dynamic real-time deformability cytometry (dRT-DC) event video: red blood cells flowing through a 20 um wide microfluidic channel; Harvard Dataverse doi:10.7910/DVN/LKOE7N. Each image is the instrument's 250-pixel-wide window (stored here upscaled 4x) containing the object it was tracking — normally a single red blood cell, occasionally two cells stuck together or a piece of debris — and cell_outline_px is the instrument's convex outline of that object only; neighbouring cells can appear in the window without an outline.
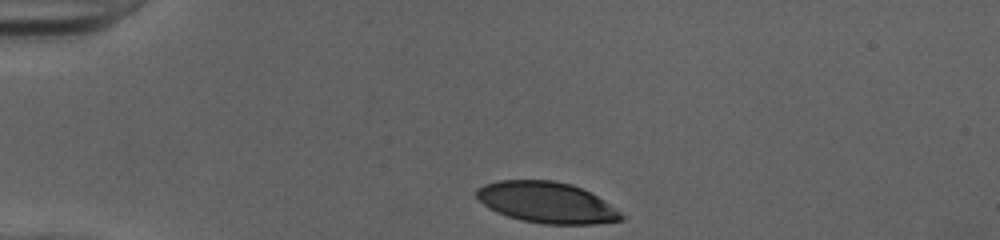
{"species": "human", "species_latin": "Homo sapiens", "temperature_condition": "cold", "stored_images_in_passage": 32, "camera_frame_rate_fps": 3000, "um_per_image_px": 0.085, "donor": {"sex": "female"}, "frame": {"image": 1, "passage_image": 1, "time_ms": 0.0, "image_size_px": [1000, 240], "cell_outline_px": [[628, 216], [624, 220], [592, 224], [544, 224], [520, 220], [496, 212], [488, 208], [476, 196], [476, 188], [484, 184], [500, 180], [552, 180], [572, 184], [604, 200]], "centroid_in_image_um": [46.49, 17.22], "position_along_channel_um": 38.5, "area_um2": 34.74}}
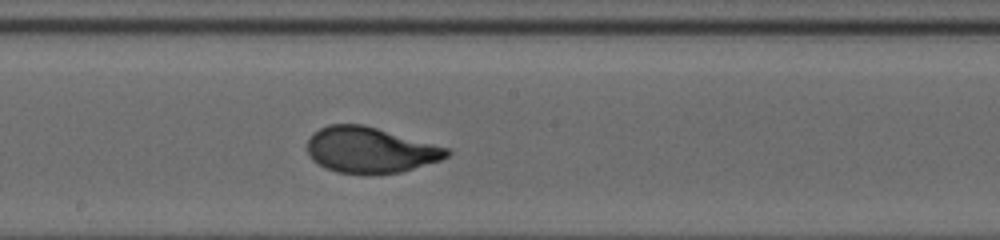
{"frame": {"image": 2, "passage_image": 18, "time_ms": 5.667, "image_size_px": [1000, 240], "cell_outline_px": [[452, 152], [448, 156], [440, 160], [400, 172], [372, 176], [364, 176], [336, 172], [324, 168], [312, 160], [308, 156], [308, 140], [320, 128], [328, 124], [364, 124], [448, 148]], "centroid_in_image_um": [31.44, 12.78], "position_along_channel_um": 216.8, "area_um2": 37.63}}
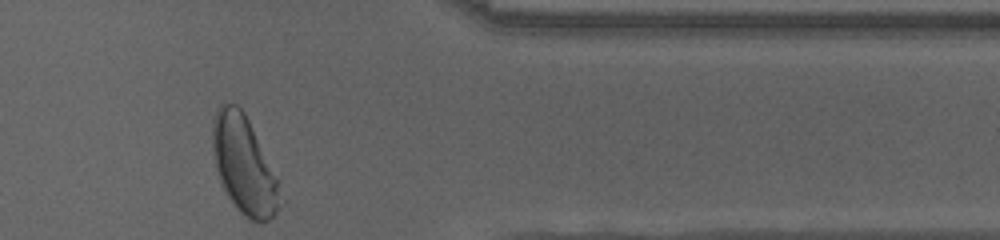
{"frame": {"image": 3, "passage_image": 32, "time_ms": 10.333, "image_size_px": [1000, 240], "cell_outline_px": [[284, 200], [276, 212], [268, 220], [260, 224], [248, 220], [240, 212], [228, 196], [220, 180], [216, 168], [212, 148], [212, 120], [216, 108], [220, 104], [236, 104], [244, 112], [248, 120], [276, 180]], "centroid_in_image_um": [20.71, 14.06], "position_along_channel_um": 390.7, "area_um2": 37.8}, "authors_computed_cell_mechanics": {"area_um2": 36.9631, "velocity_mm_per_s": 4.0157, "shape_relaxation_time_tau1_ms": 2.8437, "shape_relaxation_time_tau2_ms": null, "deformation_change_tau1": 0.1859, "deformation_change_tau2": null}}